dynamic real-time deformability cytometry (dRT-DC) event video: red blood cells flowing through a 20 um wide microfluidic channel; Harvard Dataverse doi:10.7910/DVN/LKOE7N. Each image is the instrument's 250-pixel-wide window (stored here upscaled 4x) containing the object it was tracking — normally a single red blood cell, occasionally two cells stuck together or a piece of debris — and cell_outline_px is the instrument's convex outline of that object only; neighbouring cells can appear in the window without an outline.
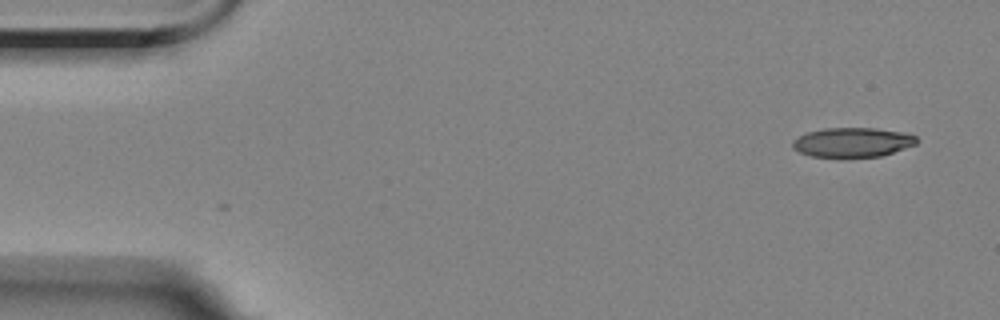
{"species": "Egyptian fruit bat (a non-hibernating species)", "species_latin": "Rousettus aegyptiacus", "temperature_condition": "room temperature", "stored_images_in_passage": 8, "camera_frame_rate_fps": 3000, "um_per_image_px": 0.085, "animal": {"sex": "female"}, "frame": {"image": 1, "passage_image": 1, "time_ms": 0.0, "image_size_px": [1000, 320], "cell_outline_px": [[920, 140], [916, 144], [880, 156], [844, 160], [812, 156], [800, 152], [792, 148], [792, 140], [808, 132], [824, 128], [876, 128], [904, 132], [916, 136]], "centroid_in_image_um": [72.45, 12.13], "position_along_channel_um": 12.5, "area_um2": 22.02}}
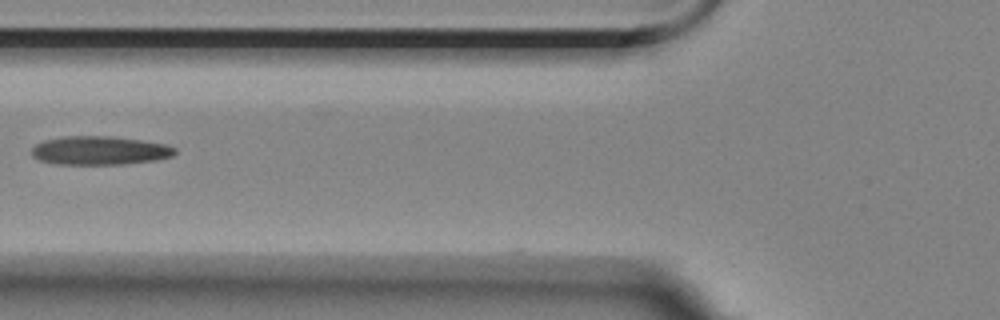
{"frame": {"image": 2, "passage_image": 6, "time_ms": 6.0, "image_size_px": [1000, 320], "cell_outline_px": [[176, 152], [172, 156], [156, 160], [124, 164], [60, 164], [40, 160], [32, 156], [32, 148], [36, 144], [44, 140], [64, 136], [112, 136], [140, 140], [164, 144], [176, 148]], "centroid_in_image_um": [8.47, 12.79], "position_along_channel_um": 117.3, "area_um2": 23.81}}
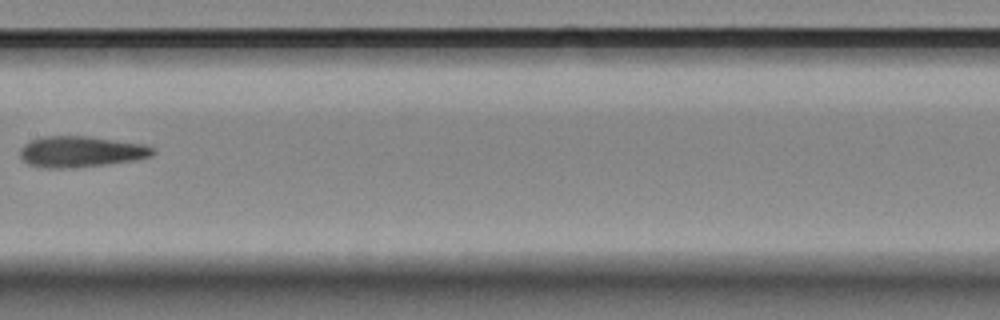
{"frame": {"image": 3, "passage_image": 8, "time_ms": 8.333, "image_size_px": [1000, 320], "cell_outline_px": [[156, 152], [152, 156], [136, 160], [104, 164], [64, 168], [40, 168], [28, 164], [20, 156], [20, 148], [24, 144], [32, 140], [44, 136], [88, 136], [144, 144], [152, 148]], "centroid_in_image_um": [6.86, 12.89], "position_along_channel_um": 200.5, "area_um2": 23.87}}